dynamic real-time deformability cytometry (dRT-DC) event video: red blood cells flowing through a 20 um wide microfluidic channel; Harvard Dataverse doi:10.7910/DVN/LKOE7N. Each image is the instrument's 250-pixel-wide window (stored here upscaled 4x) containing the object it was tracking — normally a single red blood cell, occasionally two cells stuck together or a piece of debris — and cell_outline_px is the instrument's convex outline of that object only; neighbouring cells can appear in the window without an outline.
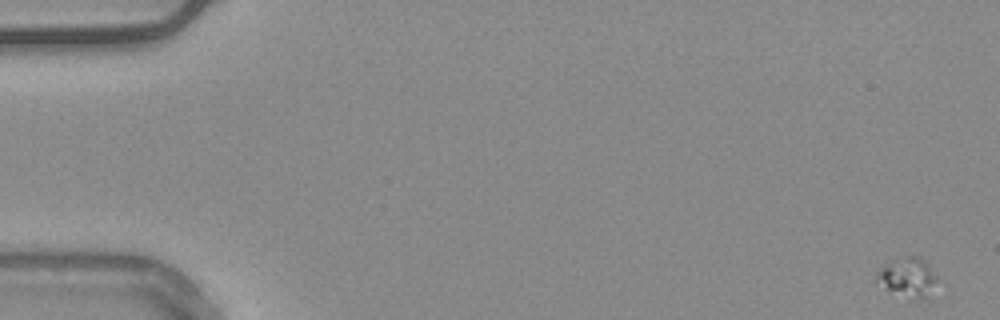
{"species": "common noctule bat (a hibernating species)", "species_latin": "Nyctalus noctula", "temperature_condition": "warm", "stored_images_in_passage": 55, "camera_frame_rate_fps": 3000, "um_per_image_px": 0.085, "animal": {"sex": "male", "body_mass_g": 20.4}, "frame": {"image": 1, "passage_image": 1, "time_ms": 0.0, "image_size_px": [1000, 320], "cell_outline_px": [[936, 280], [916, 300], [912, 300], [884, 288], [876, 280], [876, 276], [880, 268], [892, 260], [900, 256], [916, 256], [936, 276]], "centroid_in_image_um": [77.02, 23.54], "position_along_channel_um": 8.0, "area_um2": 12.77}}
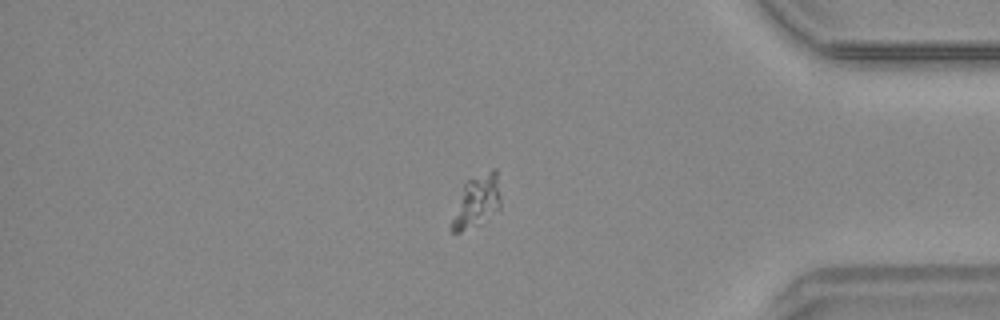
{"frame": {"image": 2, "passage_image": 47, "time_ms": 15.333, "image_size_px": [1000, 320], "cell_outline_px": [[500, 208], [460, 232], [452, 232], [448, 228], [464, 184], [468, 180], [492, 168], [496, 168], [500, 196]], "centroid_in_image_um": [40.5, 17.07], "position_along_channel_um": 394.7, "area_um2": 14.28}}
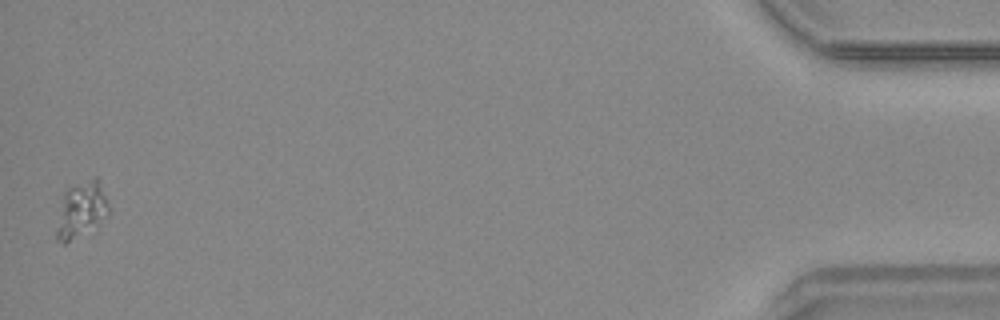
{"frame": {"image": 3, "passage_image": 55, "time_ms": 18.0, "image_size_px": [1000, 320], "cell_outline_px": [[108, 216], [64, 244], [56, 240], [56, 232], [64, 192], [68, 188], [96, 176], [100, 180], [108, 208]], "centroid_in_image_um": [6.9, 17.79], "position_along_channel_um": 428.3, "area_um2": 16.18}}